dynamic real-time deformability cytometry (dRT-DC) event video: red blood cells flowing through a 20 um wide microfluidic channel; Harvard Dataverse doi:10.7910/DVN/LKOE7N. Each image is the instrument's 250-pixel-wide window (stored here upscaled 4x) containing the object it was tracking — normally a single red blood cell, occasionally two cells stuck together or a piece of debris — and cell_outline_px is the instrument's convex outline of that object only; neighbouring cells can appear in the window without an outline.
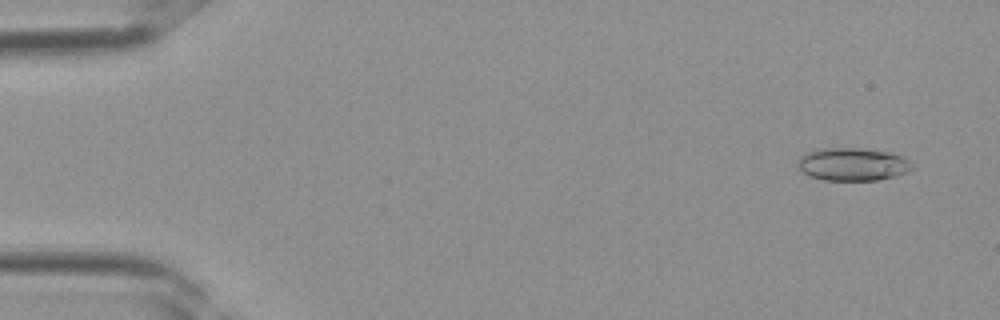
{"species": "Egyptian fruit bat (a non-hibernating species)", "species_latin": "Rousettus aegyptiacus", "temperature_condition": "room temperature", "stored_images_in_passage": 36, "camera_frame_rate_fps": 3000, "um_per_image_px": 0.085, "frame": {"image": 1, "passage_image": 2, "time_ms": 0.333, "image_size_px": [1000, 320], "cell_outline_px": [[912, 168], [908, 172], [876, 180], [824, 180], [812, 176], [804, 172], [796, 164], [800, 156], [808, 152], [824, 148], [860, 148], [892, 152], [908, 160]], "centroid_in_image_um": [72.46, 13.95], "position_along_channel_um": 12.5, "area_um2": 21.62}}
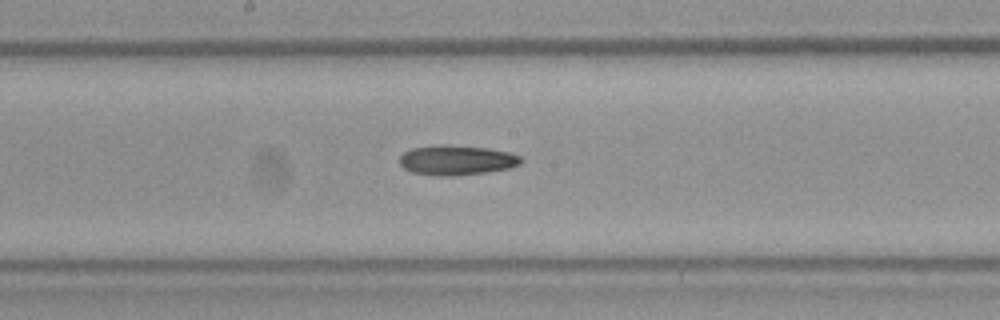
{"frame": {"image": 2, "passage_image": 19, "time_ms": 6.0, "image_size_px": [1000, 320], "cell_outline_px": [[524, 160], [520, 164], [512, 168], [484, 172], [452, 176], [436, 176], [412, 172], [404, 168], [400, 164], [400, 156], [404, 152], [412, 148], [440, 144], [488, 148], [508, 152], [520, 156]], "centroid_in_image_um": [38.82, 13.61], "position_along_channel_um": 209.4, "area_um2": 21.15}}
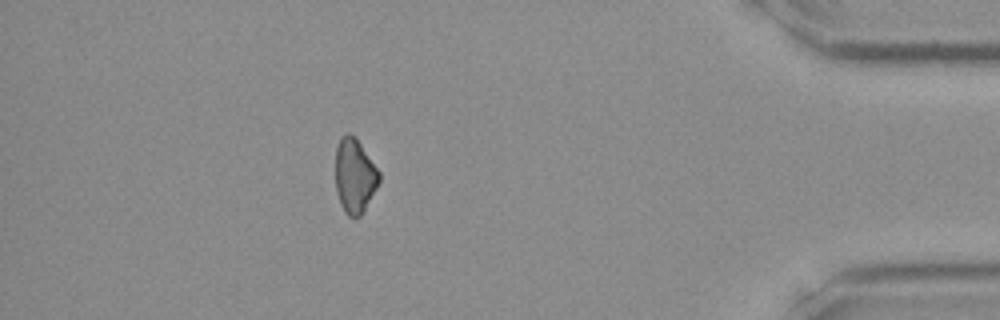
{"frame": {"image": 3, "passage_image": 32, "time_ms": 10.333, "image_size_px": [1000, 320], "cell_outline_px": [[380, 180], [376, 188], [360, 216], [348, 216], [344, 212], [340, 204], [336, 192], [336, 148], [340, 136], [344, 132], [348, 132], [356, 136], [380, 172]], "centroid_in_image_um": [30.13, 14.89], "position_along_channel_um": 405.1, "area_um2": 19.07}}